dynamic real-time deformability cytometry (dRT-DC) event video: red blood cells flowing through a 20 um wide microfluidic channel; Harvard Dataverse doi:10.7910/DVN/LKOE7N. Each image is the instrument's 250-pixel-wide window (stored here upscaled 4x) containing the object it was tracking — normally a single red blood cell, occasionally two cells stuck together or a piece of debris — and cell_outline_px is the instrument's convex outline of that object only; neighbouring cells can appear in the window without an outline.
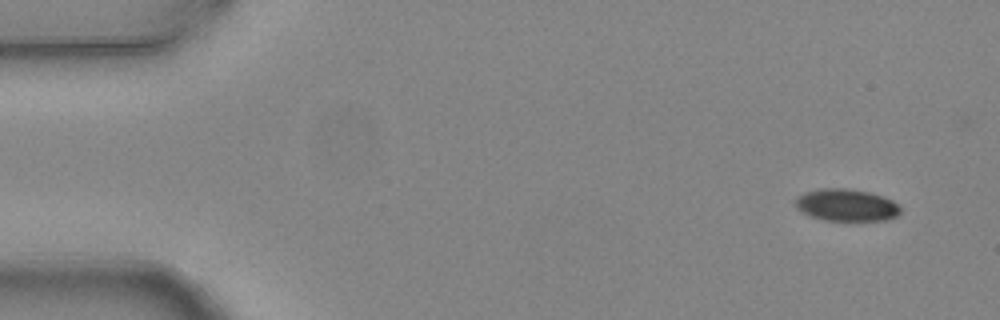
{"species": "common noctule bat (a hibernating species)", "species_latin": "Nyctalus noctula", "temperature_condition": "warm", "stored_images_in_passage": 8, "camera_frame_rate_fps": 3000, "um_per_image_px": 0.085, "animal": {"sex": "female", "body_mass_g": 24.6, "forearm_length_mm": 56.2}, "frame": {"image": 1, "passage_image": 1, "time_ms": 0.0, "image_size_px": [1000, 320], "cell_outline_px": [[900, 212], [896, 216], [888, 220], [824, 220], [808, 216], [796, 208], [792, 200], [804, 192], [820, 188], [844, 188], [868, 192], [884, 196], [892, 200], [900, 208]], "centroid_in_image_um": [71.88, 17.43], "position_along_channel_um": 13.1, "area_um2": 19.83}}
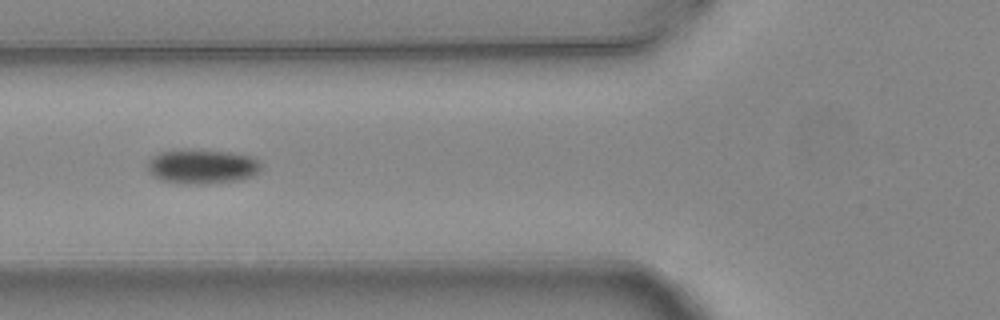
{"frame": {"image": 2, "passage_image": 5, "time_ms": 1.333, "image_size_px": [1000, 320], "cell_outline_px": [[264, 168], [252, 176], [240, 180], [204, 184], [184, 184], [160, 180], [152, 176], [148, 172], [148, 160], [152, 156], [160, 152], [180, 148], [192, 148], [232, 152], [252, 156], [260, 160], [264, 164]], "centroid_in_image_um": [17.2, 14.13], "position_along_channel_um": 108.6, "area_um2": 23.76}}
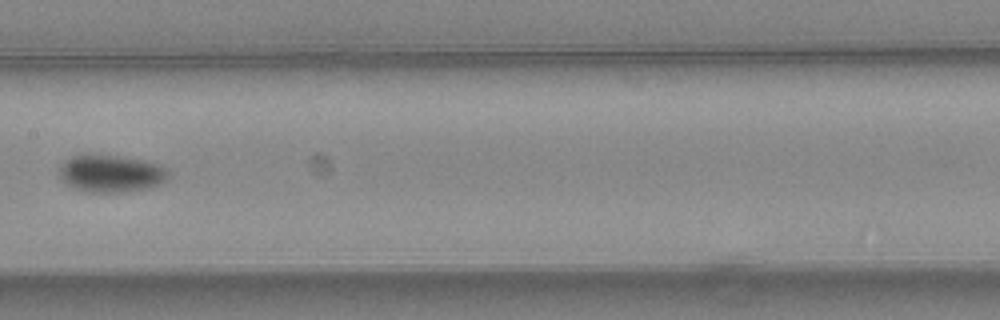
{"frame": {"image": 3, "passage_image": 7, "time_ms": 2.0, "image_size_px": [1000, 320], "cell_outline_px": [[168, 176], [160, 184], [148, 188], [124, 192], [84, 192], [68, 184], [60, 176], [60, 168], [64, 160], [72, 156], [84, 152], [88, 152], [144, 160], [160, 164], [168, 172]], "centroid_in_image_um": [9.41, 14.72], "position_along_channel_um": 198.0, "area_um2": 23.93}}